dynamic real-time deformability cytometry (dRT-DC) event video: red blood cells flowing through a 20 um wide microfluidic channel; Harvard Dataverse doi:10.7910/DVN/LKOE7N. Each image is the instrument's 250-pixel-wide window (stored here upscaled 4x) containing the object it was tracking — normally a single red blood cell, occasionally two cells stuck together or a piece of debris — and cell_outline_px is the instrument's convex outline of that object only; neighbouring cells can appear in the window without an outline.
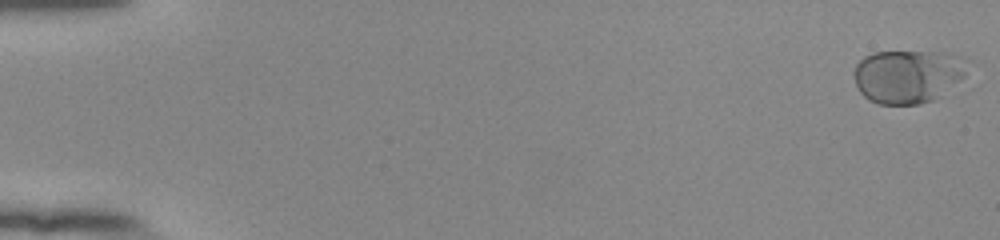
{"species": "human", "species_latin": "Homo sapiens", "temperature_condition": "room temperature", "stored_images_in_passage": 54, "camera_frame_rate_fps": 3000, "um_per_image_px": 0.085, "donor": {"sex": "female"}, "frame": {"image": 1, "passage_image": 1, "time_ms": 0.0, "image_size_px": [1000, 240], "cell_outline_px": [[964, 76], [960, 80], [932, 100], [920, 104], [880, 104], [868, 100], [860, 92], [856, 84], [852, 72], [856, 64], [864, 56], [872, 52], [944, 52], [964, 56]], "centroid_in_image_um": [77.1, 6.46], "position_along_channel_um": 7.9, "area_um2": 35.14}}
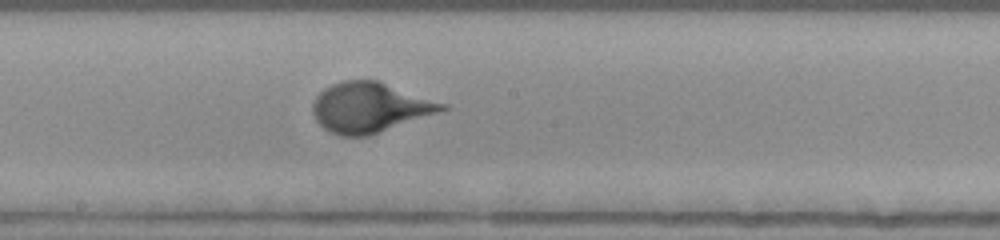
{"frame": {"image": 2, "passage_image": 31, "time_ms": 10.0, "image_size_px": [1000, 240], "cell_outline_px": [[448, 108], [368, 136], [340, 136], [328, 132], [316, 120], [312, 112], [312, 104], [316, 96], [324, 88], [332, 84], [344, 80], [376, 80], [448, 104]], "centroid_in_image_um": [31.38, 9.13], "position_along_channel_um": 216.8, "area_um2": 37.28}}
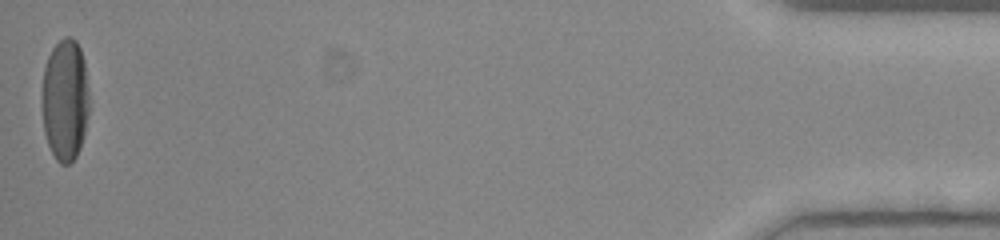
{"frame": {"image": 3, "passage_image": 54, "time_ms": 17.667, "image_size_px": [1000, 240], "cell_outline_px": [[88, 116], [80, 148], [76, 156], [68, 164], [60, 164], [56, 160], [48, 144], [44, 132], [40, 100], [40, 96], [44, 68], [48, 56], [52, 48], [64, 36], [72, 36], [76, 40], [80, 48], [84, 60], [88, 88]], "centroid_in_image_um": [5.5, 8.47], "position_along_channel_um": 429.7, "area_um2": 34.1}}